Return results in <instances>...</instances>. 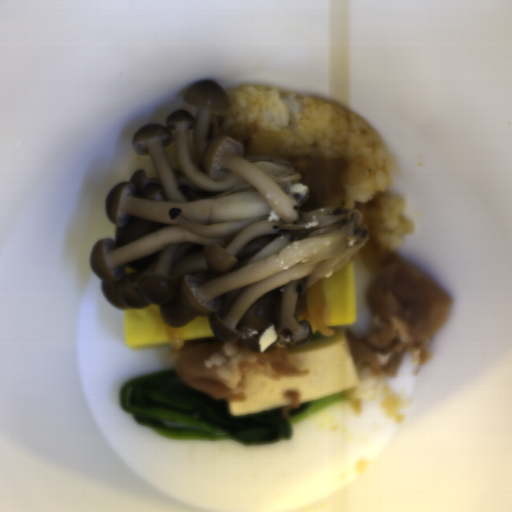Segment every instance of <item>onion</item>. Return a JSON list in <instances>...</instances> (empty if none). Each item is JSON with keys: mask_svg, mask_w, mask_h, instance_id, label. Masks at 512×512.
Masks as SVG:
<instances>
[{"mask_svg": "<svg viewBox=\"0 0 512 512\" xmlns=\"http://www.w3.org/2000/svg\"><path fill=\"white\" fill-rule=\"evenodd\" d=\"M306 309L302 315L308 321L312 333L326 336L335 333L326 321L327 305L323 293L322 279L310 285L305 297Z\"/></svg>", "mask_w": 512, "mask_h": 512, "instance_id": "obj_1", "label": "onion"}, {"mask_svg": "<svg viewBox=\"0 0 512 512\" xmlns=\"http://www.w3.org/2000/svg\"><path fill=\"white\" fill-rule=\"evenodd\" d=\"M284 140L280 131H260L253 135L248 158L269 157Z\"/></svg>", "mask_w": 512, "mask_h": 512, "instance_id": "obj_2", "label": "onion"}, {"mask_svg": "<svg viewBox=\"0 0 512 512\" xmlns=\"http://www.w3.org/2000/svg\"><path fill=\"white\" fill-rule=\"evenodd\" d=\"M165 335L168 340L169 345L173 350H181L184 345L177 333V326H170L166 322L164 323Z\"/></svg>", "mask_w": 512, "mask_h": 512, "instance_id": "obj_3", "label": "onion"}]
</instances>
